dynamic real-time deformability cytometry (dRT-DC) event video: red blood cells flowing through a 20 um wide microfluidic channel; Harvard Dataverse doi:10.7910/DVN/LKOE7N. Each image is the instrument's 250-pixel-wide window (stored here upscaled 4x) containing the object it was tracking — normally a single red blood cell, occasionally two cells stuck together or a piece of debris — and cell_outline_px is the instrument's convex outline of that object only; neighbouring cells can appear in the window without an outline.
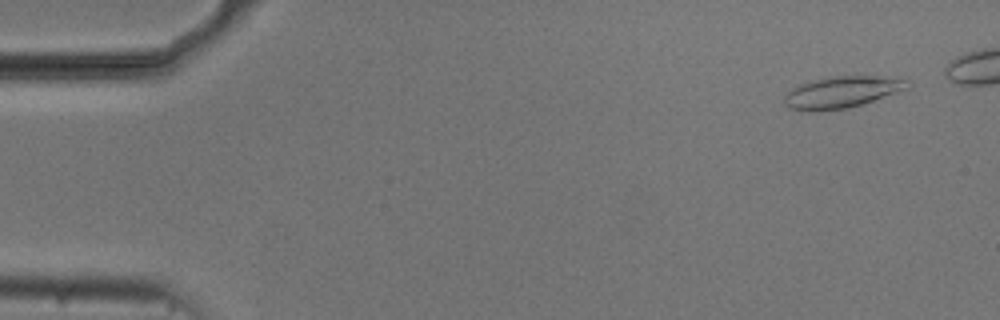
{"species": "common noctule bat (a hibernating species)", "species_latin": "Nyctalus noctula", "temperature_condition": "cold", "stored_images_in_passage": 48, "camera_frame_rate_fps": 3000, "um_per_image_px": 0.085, "animal": {"sex": "male", "body_mass_g": 20.5, "forearm_length_mm": 52.5}, "frame": {"image": 1, "passage_image": 4, "time_ms": 1.0, "image_size_px": [1000, 320], "cell_outline_px": [[912, 84], [908, 88], [848, 108], [812, 112], [808, 112], [788, 108], [784, 104], [784, 96], [792, 88], [800, 84], [812, 80], [828, 76], [884, 76], [908, 80]], "centroid_in_image_um": [71.51, 7.83], "position_along_channel_um": 13.5, "area_um2": 22.72}}
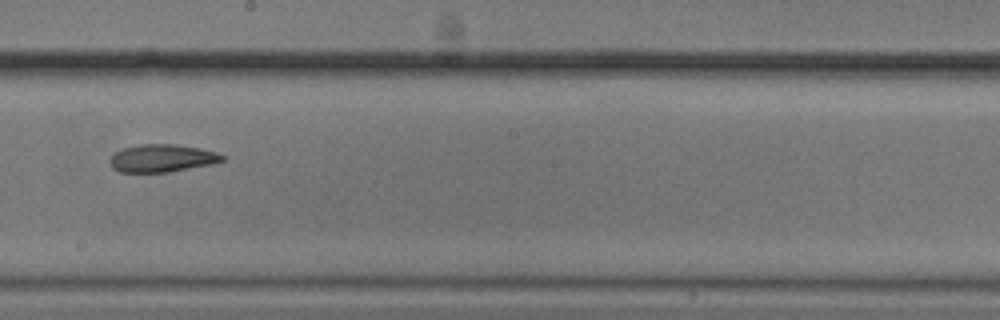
{"frame": {"image": 2, "passage_image": 31, "time_ms": 10.0, "image_size_px": [1000, 320], "cell_outline_px": [[224, 160], [212, 164], [168, 172], [120, 172], [112, 168], [108, 160], [120, 148], [140, 144], [172, 144], [200, 148], [216, 152], [224, 156]], "centroid_in_image_um": [13.74, 13.44], "position_along_channel_um": 234.5, "area_um2": 18.15}}
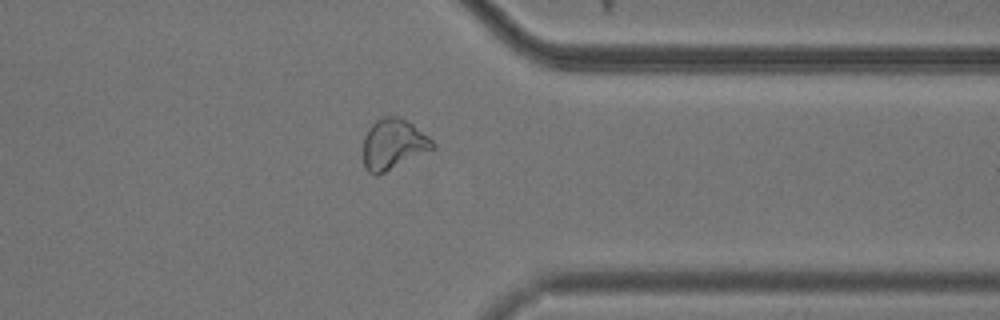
{"frame": {"image": 3, "passage_image": 43, "time_ms": 14.0, "image_size_px": [1000, 320], "cell_outline_px": [[436, 148], [376, 176], [372, 176], [364, 168], [364, 136], [368, 128], [380, 116], [396, 116], [408, 120], [428, 136], [436, 144]], "centroid_in_image_um": [33.43, 12.25], "position_along_channel_um": 378.0, "area_um2": 20.63}}